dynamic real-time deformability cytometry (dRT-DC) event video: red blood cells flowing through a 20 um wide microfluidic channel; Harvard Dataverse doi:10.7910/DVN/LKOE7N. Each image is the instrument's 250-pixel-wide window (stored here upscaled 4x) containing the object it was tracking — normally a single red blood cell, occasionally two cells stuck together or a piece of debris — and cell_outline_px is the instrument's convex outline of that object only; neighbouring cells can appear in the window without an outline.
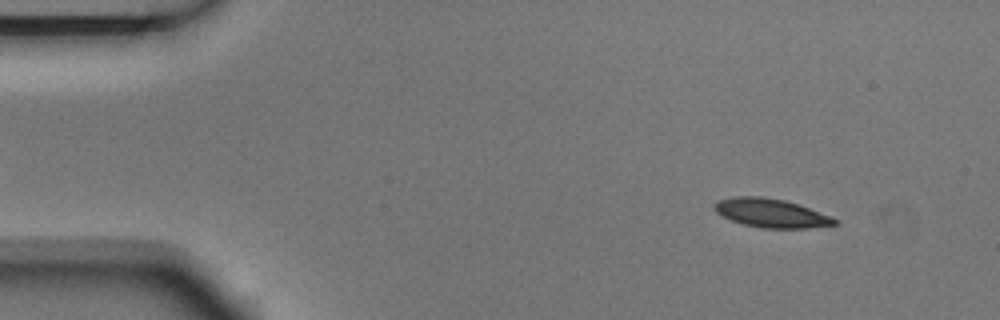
{"species": "Egyptian fruit bat (a non-hibernating species)", "species_latin": "Rousettus aegyptiacus", "temperature_condition": "room temperature", "stored_images_in_passage": 4, "camera_frame_rate_fps": 3000, "um_per_image_px": 0.085, "animal": {"sex": "male"}, "frame": {"image": 1, "passage_image": 1, "time_ms": 0.0, "image_size_px": [1000, 320], "cell_outline_px": [[840, 224], [808, 228], [760, 228], [744, 224], [732, 220], [716, 212], [712, 208], [716, 200], [732, 196], [760, 196], [784, 200], [832, 216], [840, 220]], "centroid_in_image_um": [65.55, 18.11], "position_along_channel_um": 19.4, "area_um2": 20.23}}
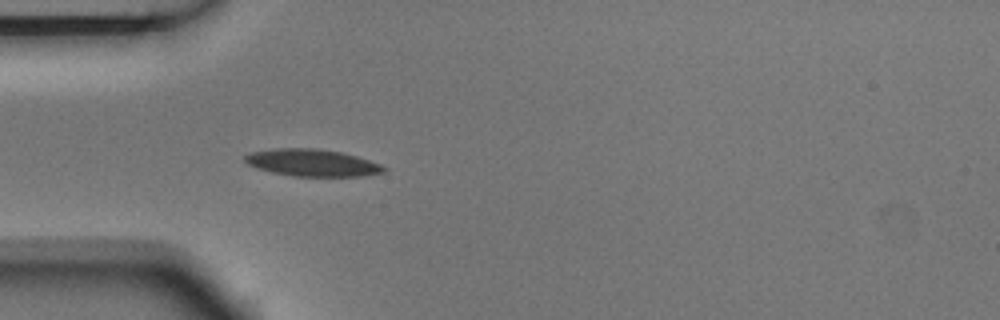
{"frame": {"image": 2, "passage_image": 4, "time_ms": 1.0, "image_size_px": [1000, 320], "cell_outline_px": [[388, 168], [384, 172], [364, 176], [292, 176], [272, 172], [248, 164], [244, 160], [244, 156], [252, 152], [276, 148], [312, 148], [340, 152], [356, 156], [380, 164]], "centroid_in_image_um": [26.56, 13.84], "position_along_channel_um": 58.4, "area_um2": 21.68}}